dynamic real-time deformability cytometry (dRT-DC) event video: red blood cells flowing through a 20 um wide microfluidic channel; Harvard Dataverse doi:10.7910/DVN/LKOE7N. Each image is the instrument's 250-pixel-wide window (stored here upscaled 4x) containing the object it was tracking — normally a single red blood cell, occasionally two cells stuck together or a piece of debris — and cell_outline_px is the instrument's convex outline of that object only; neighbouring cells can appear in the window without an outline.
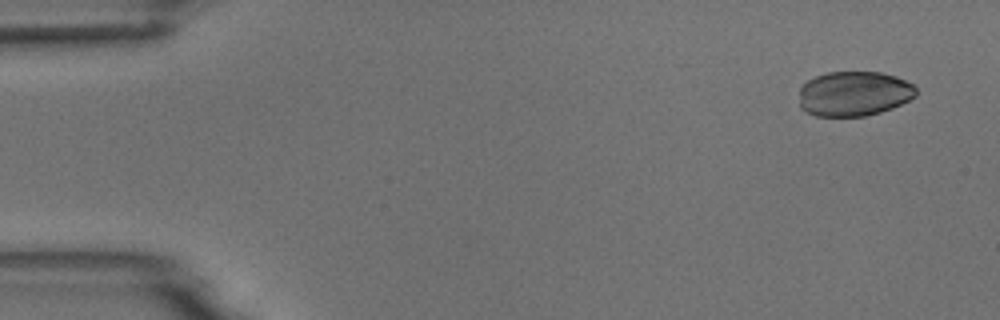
{"species": "common noctule bat (a hibernating species)", "species_latin": "Nyctalus noctula", "temperature_condition": "room temperature", "stored_images_in_passage": 5, "camera_frame_rate_fps": 3000, "um_per_image_px": 0.085, "animal": {"sex": "male", "body_mass_g": 18.8}, "frame": {"image": 1, "passage_image": 1, "time_ms": 0.0, "image_size_px": [1000, 320], "cell_outline_px": [[916, 96], [892, 108], [880, 112], [864, 116], [816, 116], [804, 112], [800, 108], [800, 88], [808, 80], [816, 76], [828, 72], [880, 72], [896, 76], [912, 84], [916, 88]], "centroid_in_image_um": [72.57, 7.97], "position_along_channel_um": 12.4, "area_um2": 30.58}}
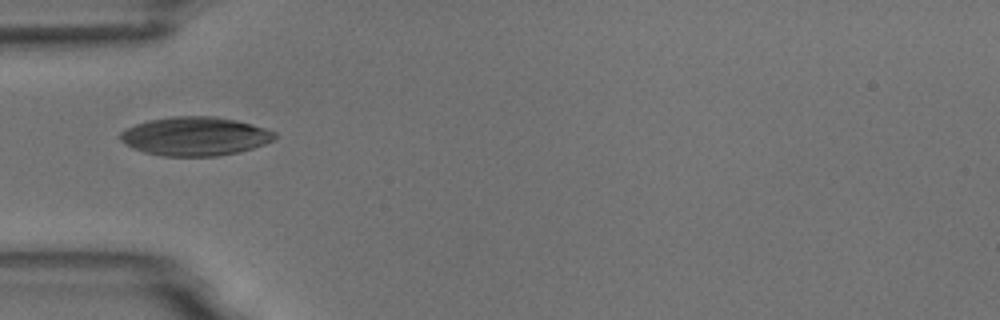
{"frame": {"image": 2, "passage_image": 5, "time_ms": 4.667, "image_size_px": [1000, 320], "cell_outline_px": [[276, 136], [272, 140], [264, 144], [240, 152], [216, 156], [164, 156], [144, 152], [132, 148], [124, 144], [116, 136], [120, 132], [136, 124], [148, 120], [172, 116], [216, 116], [236, 120], [252, 124], [276, 132]], "centroid_in_image_um": [16.54, 11.58], "position_along_channel_um": 68.5, "area_um2": 35.03}}